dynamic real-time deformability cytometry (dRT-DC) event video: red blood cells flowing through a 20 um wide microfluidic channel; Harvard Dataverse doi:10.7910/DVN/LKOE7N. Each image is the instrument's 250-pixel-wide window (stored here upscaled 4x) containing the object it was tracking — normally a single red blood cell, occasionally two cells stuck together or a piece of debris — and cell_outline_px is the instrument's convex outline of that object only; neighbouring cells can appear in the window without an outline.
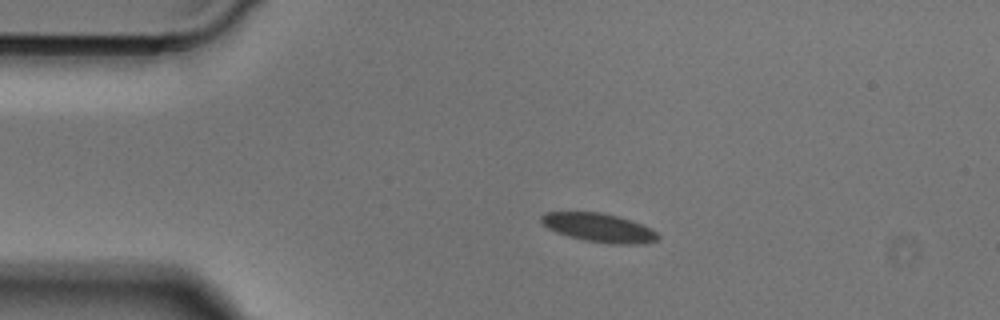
{"species": "Egyptian fruit bat (a non-hibernating species)", "species_latin": "Rousettus aegyptiacus", "temperature_condition": "cold", "stored_images_in_passage": 49, "camera_frame_rate_fps": 3000, "um_per_image_px": 0.085, "animal": {"sex": "male"}, "frame": {"image": 1, "passage_image": 9, "time_ms": 2.667, "image_size_px": [1000, 320], "cell_outline_px": [[660, 236], [656, 240], [644, 244], [612, 244], [584, 240], [568, 236], [556, 232], [548, 228], [540, 220], [540, 216], [544, 212], [600, 212], [632, 220], [652, 228]], "centroid_in_image_um": [50.92, 19.35], "position_along_channel_um": 34.1, "area_um2": 19.59}}
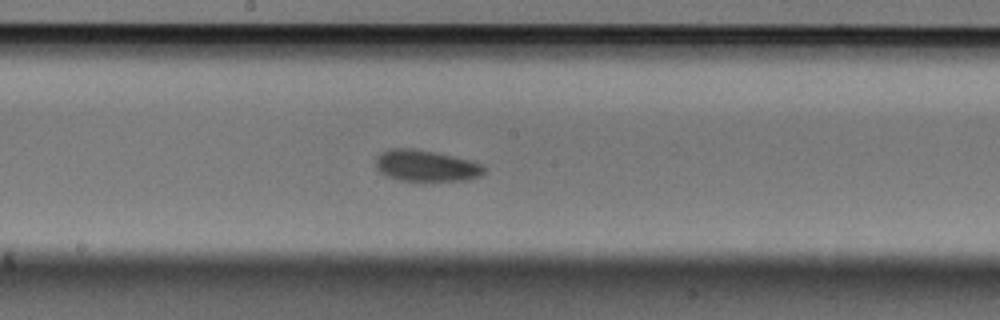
{"frame": {"image": 2, "passage_image": 25, "time_ms": 8.0, "image_size_px": [1000, 320], "cell_outline_px": [[484, 172], [480, 176], [464, 180], [400, 180], [384, 176], [376, 168], [376, 156], [380, 152], [388, 148], [416, 148], [472, 160], [484, 164]], "centroid_in_image_um": [36.18, 14.07], "position_along_channel_um": 212.0, "area_um2": 19.94}}
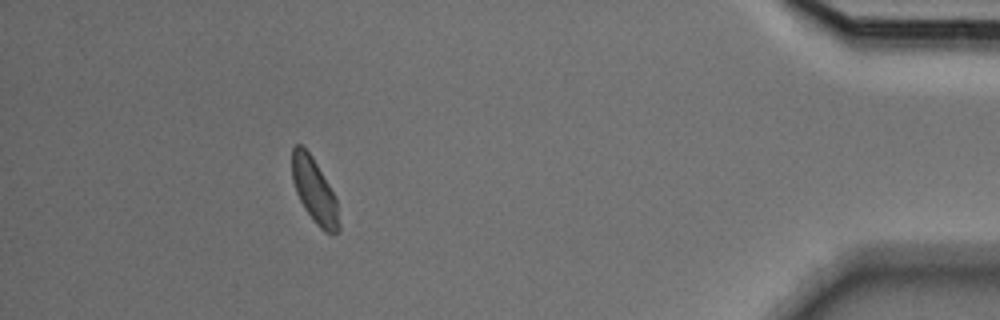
{"frame": {"image": 3, "passage_image": 44, "time_ms": 14.333, "image_size_px": [1000, 320], "cell_outline_px": [[340, 228], [332, 236], [324, 232], [316, 224], [304, 208], [296, 192], [292, 180], [292, 148], [296, 144], [300, 144], [312, 156], [328, 184], [336, 200], [340, 224]], "centroid_in_image_um": [26.72, 16.24], "position_along_channel_um": 408.5, "area_um2": 17.51}}